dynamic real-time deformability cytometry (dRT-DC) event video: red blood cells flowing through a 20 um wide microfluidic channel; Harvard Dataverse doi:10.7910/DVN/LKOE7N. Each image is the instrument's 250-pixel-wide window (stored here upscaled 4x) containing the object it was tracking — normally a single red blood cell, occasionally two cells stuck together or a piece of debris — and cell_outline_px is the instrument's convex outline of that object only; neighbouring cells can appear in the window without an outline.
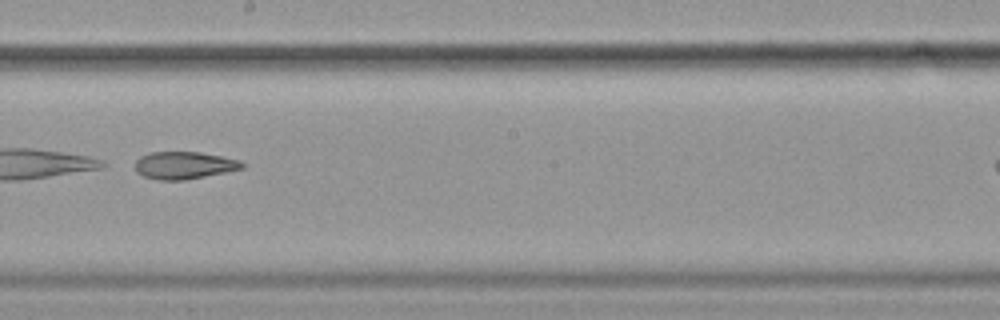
{"species": "common noctule bat (a hibernating species)", "species_latin": "Nyctalus noctula", "temperature_condition": "cold", "stored_images_in_passage": 31, "camera_frame_rate_fps": 3000, "um_per_image_px": 0.085, "animal": {"sex": "female", "body_mass_g": 19.9}, "frame": {"image": 1, "passage_image": 14, "time_ms": 4.333, "image_size_px": [1000, 320], "cell_outline_px": [[244, 168], [184, 180], [156, 180], [144, 176], [136, 172], [136, 160], [140, 156], [148, 152], [200, 152], [240, 160], [244, 164]], "centroid_in_image_um": [15.62, 14.05], "position_along_channel_um": 232.6, "area_um2": 16.99}}